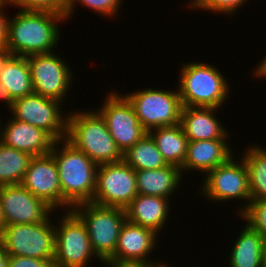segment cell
I'll return each mask as SVG.
<instances>
[{
    "mask_svg": "<svg viewBox=\"0 0 266 267\" xmlns=\"http://www.w3.org/2000/svg\"><path fill=\"white\" fill-rule=\"evenodd\" d=\"M64 15L49 11L19 10L9 19L6 46L15 56L54 52L60 37Z\"/></svg>",
    "mask_w": 266,
    "mask_h": 267,
    "instance_id": "6da1fadb",
    "label": "cell"
},
{
    "mask_svg": "<svg viewBox=\"0 0 266 267\" xmlns=\"http://www.w3.org/2000/svg\"><path fill=\"white\" fill-rule=\"evenodd\" d=\"M50 154L59 171L62 210H72L78 204L92 202L98 165L66 139L55 141Z\"/></svg>",
    "mask_w": 266,
    "mask_h": 267,
    "instance_id": "7a4b0ae2",
    "label": "cell"
},
{
    "mask_svg": "<svg viewBox=\"0 0 266 267\" xmlns=\"http://www.w3.org/2000/svg\"><path fill=\"white\" fill-rule=\"evenodd\" d=\"M68 113L66 140L97 165L123 160L105 120L97 110ZM70 113V114H69Z\"/></svg>",
    "mask_w": 266,
    "mask_h": 267,
    "instance_id": "3957f363",
    "label": "cell"
},
{
    "mask_svg": "<svg viewBox=\"0 0 266 267\" xmlns=\"http://www.w3.org/2000/svg\"><path fill=\"white\" fill-rule=\"evenodd\" d=\"M179 74V96L183 106L222 107L230 94L229 80L209 63H183Z\"/></svg>",
    "mask_w": 266,
    "mask_h": 267,
    "instance_id": "277c9868",
    "label": "cell"
},
{
    "mask_svg": "<svg viewBox=\"0 0 266 267\" xmlns=\"http://www.w3.org/2000/svg\"><path fill=\"white\" fill-rule=\"evenodd\" d=\"M72 210L85 224L95 254L103 262L109 260L115 254L119 233L126 221L125 209L88 202Z\"/></svg>",
    "mask_w": 266,
    "mask_h": 267,
    "instance_id": "5b68a950",
    "label": "cell"
},
{
    "mask_svg": "<svg viewBox=\"0 0 266 267\" xmlns=\"http://www.w3.org/2000/svg\"><path fill=\"white\" fill-rule=\"evenodd\" d=\"M67 212V213H66ZM64 212L55 229V257L53 267H88L90 259L96 257L87 228L81 218L73 211ZM59 224V225H58ZM92 257V258H91Z\"/></svg>",
    "mask_w": 266,
    "mask_h": 267,
    "instance_id": "8992f818",
    "label": "cell"
},
{
    "mask_svg": "<svg viewBox=\"0 0 266 267\" xmlns=\"http://www.w3.org/2000/svg\"><path fill=\"white\" fill-rule=\"evenodd\" d=\"M33 224L5 225L0 241L9 256L54 260L55 229L52 218Z\"/></svg>",
    "mask_w": 266,
    "mask_h": 267,
    "instance_id": "52a82bcc",
    "label": "cell"
},
{
    "mask_svg": "<svg viewBox=\"0 0 266 267\" xmlns=\"http://www.w3.org/2000/svg\"><path fill=\"white\" fill-rule=\"evenodd\" d=\"M175 89L177 91L145 88L125 93L124 96L133 106L139 122L149 132L155 128L180 124L183 105L178 88Z\"/></svg>",
    "mask_w": 266,
    "mask_h": 267,
    "instance_id": "ba28073f",
    "label": "cell"
},
{
    "mask_svg": "<svg viewBox=\"0 0 266 267\" xmlns=\"http://www.w3.org/2000/svg\"><path fill=\"white\" fill-rule=\"evenodd\" d=\"M236 156H231L224 164L215 167L204 177L199 189L203 198L212 202H224L233 199L245 200L244 207L238 208L240 215L251 202L249 189V173L241 157L238 162ZM209 198V199H208ZM246 203V204H245Z\"/></svg>",
    "mask_w": 266,
    "mask_h": 267,
    "instance_id": "9c48e42d",
    "label": "cell"
},
{
    "mask_svg": "<svg viewBox=\"0 0 266 267\" xmlns=\"http://www.w3.org/2000/svg\"><path fill=\"white\" fill-rule=\"evenodd\" d=\"M62 103L32 93L14 100L9 111L12 118L34 125L47 132L55 141H59L66 138L68 119L67 113L63 115Z\"/></svg>",
    "mask_w": 266,
    "mask_h": 267,
    "instance_id": "30bf717a",
    "label": "cell"
},
{
    "mask_svg": "<svg viewBox=\"0 0 266 267\" xmlns=\"http://www.w3.org/2000/svg\"><path fill=\"white\" fill-rule=\"evenodd\" d=\"M137 195L135 170L124 160L98 165L93 203L125 209Z\"/></svg>",
    "mask_w": 266,
    "mask_h": 267,
    "instance_id": "8fae6325",
    "label": "cell"
},
{
    "mask_svg": "<svg viewBox=\"0 0 266 267\" xmlns=\"http://www.w3.org/2000/svg\"><path fill=\"white\" fill-rule=\"evenodd\" d=\"M109 93H107L101 108L96 110L105 120L117 148L124 154L148 132L139 122L135 110L127 98L123 94L119 95L118 91L110 90Z\"/></svg>",
    "mask_w": 266,
    "mask_h": 267,
    "instance_id": "7c38bea8",
    "label": "cell"
},
{
    "mask_svg": "<svg viewBox=\"0 0 266 267\" xmlns=\"http://www.w3.org/2000/svg\"><path fill=\"white\" fill-rule=\"evenodd\" d=\"M30 68L34 93L60 102L72 88L73 72L70 65L55 53L34 54L26 57Z\"/></svg>",
    "mask_w": 266,
    "mask_h": 267,
    "instance_id": "4fadbf2b",
    "label": "cell"
},
{
    "mask_svg": "<svg viewBox=\"0 0 266 267\" xmlns=\"http://www.w3.org/2000/svg\"><path fill=\"white\" fill-rule=\"evenodd\" d=\"M0 200L6 225L45 222L54 212L21 184L0 186Z\"/></svg>",
    "mask_w": 266,
    "mask_h": 267,
    "instance_id": "5bb4252c",
    "label": "cell"
},
{
    "mask_svg": "<svg viewBox=\"0 0 266 267\" xmlns=\"http://www.w3.org/2000/svg\"><path fill=\"white\" fill-rule=\"evenodd\" d=\"M20 184L55 212L62 207L59 171L51 154L33 157Z\"/></svg>",
    "mask_w": 266,
    "mask_h": 267,
    "instance_id": "9a60e30c",
    "label": "cell"
},
{
    "mask_svg": "<svg viewBox=\"0 0 266 267\" xmlns=\"http://www.w3.org/2000/svg\"><path fill=\"white\" fill-rule=\"evenodd\" d=\"M157 237L155 231L126 219L119 233L115 254L109 261L156 262L149 256L153 249H156Z\"/></svg>",
    "mask_w": 266,
    "mask_h": 267,
    "instance_id": "2e32d148",
    "label": "cell"
},
{
    "mask_svg": "<svg viewBox=\"0 0 266 267\" xmlns=\"http://www.w3.org/2000/svg\"><path fill=\"white\" fill-rule=\"evenodd\" d=\"M6 124L4 128L0 126L2 143L33 157L50 154L55 140L47 132L14 118H9Z\"/></svg>",
    "mask_w": 266,
    "mask_h": 267,
    "instance_id": "e0dca14e",
    "label": "cell"
},
{
    "mask_svg": "<svg viewBox=\"0 0 266 267\" xmlns=\"http://www.w3.org/2000/svg\"><path fill=\"white\" fill-rule=\"evenodd\" d=\"M217 109L183 106L180 125L189 141L231 139L229 131L215 116Z\"/></svg>",
    "mask_w": 266,
    "mask_h": 267,
    "instance_id": "ac0fdd59",
    "label": "cell"
},
{
    "mask_svg": "<svg viewBox=\"0 0 266 267\" xmlns=\"http://www.w3.org/2000/svg\"><path fill=\"white\" fill-rule=\"evenodd\" d=\"M227 140H198L189 141L186 159L180 168L181 174L187 170H196L205 175L215 167L224 164L231 156L233 150Z\"/></svg>",
    "mask_w": 266,
    "mask_h": 267,
    "instance_id": "d6986e66",
    "label": "cell"
},
{
    "mask_svg": "<svg viewBox=\"0 0 266 267\" xmlns=\"http://www.w3.org/2000/svg\"><path fill=\"white\" fill-rule=\"evenodd\" d=\"M169 198L138 194L125 208L126 219L134 224L149 228L157 234L163 230L168 219Z\"/></svg>",
    "mask_w": 266,
    "mask_h": 267,
    "instance_id": "ffe728a7",
    "label": "cell"
},
{
    "mask_svg": "<svg viewBox=\"0 0 266 267\" xmlns=\"http://www.w3.org/2000/svg\"><path fill=\"white\" fill-rule=\"evenodd\" d=\"M135 174L138 194L169 199L183 180L180 168L171 164L153 170H138Z\"/></svg>",
    "mask_w": 266,
    "mask_h": 267,
    "instance_id": "44dd1931",
    "label": "cell"
},
{
    "mask_svg": "<svg viewBox=\"0 0 266 267\" xmlns=\"http://www.w3.org/2000/svg\"><path fill=\"white\" fill-rule=\"evenodd\" d=\"M236 236L234 246L228 256L229 267H261L262 258L266 251V239L247 223Z\"/></svg>",
    "mask_w": 266,
    "mask_h": 267,
    "instance_id": "7402d4cb",
    "label": "cell"
},
{
    "mask_svg": "<svg viewBox=\"0 0 266 267\" xmlns=\"http://www.w3.org/2000/svg\"><path fill=\"white\" fill-rule=\"evenodd\" d=\"M148 134L154 140L167 164L183 166L188 149V138L180 124L152 129Z\"/></svg>",
    "mask_w": 266,
    "mask_h": 267,
    "instance_id": "603a6c76",
    "label": "cell"
},
{
    "mask_svg": "<svg viewBox=\"0 0 266 267\" xmlns=\"http://www.w3.org/2000/svg\"><path fill=\"white\" fill-rule=\"evenodd\" d=\"M0 82L13 101L34 93L27 58L14 56L0 73Z\"/></svg>",
    "mask_w": 266,
    "mask_h": 267,
    "instance_id": "cb8c5ba5",
    "label": "cell"
},
{
    "mask_svg": "<svg viewBox=\"0 0 266 267\" xmlns=\"http://www.w3.org/2000/svg\"><path fill=\"white\" fill-rule=\"evenodd\" d=\"M260 146L253 144L241 155L249 173L251 201L266 199V148Z\"/></svg>",
    "mask_w": 266,
    "mask_h": 267,
    "instance_id": "d4e9b609",
    "label": "cell"
},
{
    "mask_svg": "<svg viewBox=\"0 0 266 267\" xmlns=\"http://www.w3.org/2000/svg\"><path fill=\"white\" fill-rule=\"evenodd\" d=\"M123 160L135 171L153 170L168 165L149 134L130 147L123 154Z\"/></svg>",
    "mask_w": 266,
    "mask_h": 267,
    "instance_id": "484cf974",
    "label": "cell"
},
{
    "mask_svg": "<svg viewBox=\"0 0 266 267\" xmlns=\"http://www.w3.org/2000/svg\"><path fill=\"white\" fill-rule=\"evenodd\" d=\"M32 158L0 141V186L20 184Z\"/></svg>",
    "mask_w": 266,
    "mask_h": 267,
    "instance_id": "4316f807",
    "label": "cell"
},
{
    "mask_svg": "<svg viewBox=\"0 0 266 267\" xmlns=\"http://www.w3.org/2000/svg\"><path fill=\"white\" fill-rule=\"evenodd\" d=\"M122 2L123 0H66L65 17L66 20H69L73 16L72 14L75 13L76 4H80L110 19L111 17H117L119 14L117 12L120 11Z\"/></svg>",
    "mask_w": 266,
    "mask_h": 267,
    "instance_id": "83f0119b",
    "label": "cell"
},
{
    "mask_svg": "<svg viewBox=\"0 0 266 267\" xmlns=\"http://www.w3.org/2000/svg\"><path fill=\"white\" fill-rule=\"evenodd\" d=\"M239 216L266 239V199L251 201Z\"/></svg>",
    "mask_w": 266,
    "mask_h": 267,
    "instance_id": "f1b7e54d",
    "label": "cell"
},
{
    "mask_svg": "<svg viewBox=\"0 0 266 267\" xmlns=\"http://www.w3.org/2000/svg\"><path fill=\"white\" fill-rule=\"evenodd\" d=\"M21 10L49 11L65 16L66 0H6Z\"/></svg>",
    "mask_w": 266,
    "mask_h": 267,
    "instance_id": "f546056e",
    "label": "cell"
},
{
    "mask_svg": "<svg viewBox=\"0 0 266 267\" xmlns=\"http://www.w3.org/2000/svg\"><path fill=\"white\" fill-rule=\"evenodd\" d=\"M248 0H210L209 4L203 9L206 11H213V13H221L224 15L234 16L236 10L244 6L243 3Z\"/></svg>",
    "mask_w": 266,
    "mask_h": 267,
    "instance_id": "4dcf8cb0",
    "label": "cell"
},
{
    "mask_svg": "<svg viewBox=\"0 0 266 267\" xmlns=\"http://www.w3.org/2000/svg\"><path fill=\"white\" fill-rule=\"evenodd\" d=\"M8 267H53V260L23 256H9Z\"/></svg>",
    "mask_w": 266,
    "mask_h": 267,
    "instance_id": "1f68e13d",
    "label": "cell"
},
{
    "mask_svg": "<svg viewBox=\"0 0 266 267\" xmlns=\"http://www.w3.org/2000/svg\"><path fill=\"white\" fill-rule=\"evenodd\" d=\"M10 5L6 0H0V48L6 46L9 16L3 11V7Z\"/></svg>",
    "mask_w": 266,
    "mask_h": 267,
    "instance_id": "d6a6232c",
    "label": "cell"
},
{
    "mask_svg": "<svg viewBox=\"0 0 266 267\" xmlns=\"http://www.w3.org/2000/svg\"><path fill=\"white\" fill-rule=\"evenodd\" d=\"M102 264L107 267H157L159 262H117L106 260Z\"/></svg>",
    "mask_w": 266,
    "mask_h": 267,
    "instance_id": "836d02e7",
    "label": "cell"
},
{
    "mask_svg": "<svg viewBox=\"0 0 266 267\" xmlns=\"http://www.w3.org/2000/svg\"><path fill=\"white\" fill-rule=\"evenodd\" d=\"M15 55L9 50L7 46L0 48V73L4 70L7 63L14 57Z\"/></svg>",
    "mask_w": 266,
    "mask_h": 267,
    "instance_id": "e575fe53",
    "label": "cell"
},
{
    "mask_svg": "<svg viewBox=\"0 0 266 267\" xmlns=\"http://www.w3.org/2000/svg\"><path fill=\"white\" fill-rule=\"evenodd\" d=\"M257 67V68H256ZM253 74L257 77H259V79H261V77L266 78V55L264 57L263 60L260 61V63H258V65H256Z\"/></svg>",
    "mask_w": 266,
    "mask_h": 267,
    "instance_id": "d590c367",
    "label": "cell"
},
{
    "mask_svg": "<svg viewBox=\"0 0 266 267\" xmlns=\"http://www.w3.org/2000/svg\"><path fill=\"white\" fill-rule=\"evenodd\" d=\"M0 99L8 106V109L11 108L13 100L11 99L8 91L5 89V87L0 82Z\"/></svg>",
    "mask_w": 266,
    "mask_h": 267,
    "instance_id": "8d00e7d4",
    "label": "cell"
},
{
    "mask_svg": "<svg viewBox=\"0 0 266 267\" xmlns=\"http://www.w3.org/2000/svg\"><path fill=\"white\" fill-rule=\"evenodd\" d=\"M210 0H191L188 7H191L190 9H197V11L199 9H201V11H203V9L209 4Z\"/></svg>",
    "mask_w": 266,
    "mask_h": 267,
    "instance_id": "74e56055",
    "label": "cell"
},
{
    "mask_svg": "<svg viewBox=\"0 0 266 267\" xmlns=\"http://www.w3.org/2000/svg\"><path fill=\"white\" fill-rule=\"evenodd\" d=\"M9 255L0 241V267H8Z\"/></svg>",
    "mask_w": 266,
    "mask_h": 267,
    "instance_id": "f35d334b",
    "label": "cell"
},
{
    "mask_svg": "<svg viewBox=\"0 0 266 267\" xmlns=\"http://www.w3.org/2000/svg\"><path fill=\"white\" fill-rule=\"evenodd\" d=\"M5 225H6L5 224V218H4L2 204H1V200H0V232L4 229Z\"/></svg>",
    "mask_w": 266,
    "mask_h": 267,
    "instance_id": "ab89813d",
    "label": "cell"
},
{
    "mask_svg": "<svg viewBox=\"0 0 266 267\" xmlns=\"http://www.w3.org/2000/svg\"><path fill=\"white\" fill-rule=\"evenodd\" d=\"M261 267H266V251H265L264 256L262 258Z\"/></svg>",
    "mask_w": 266,
    "mask_h": 267,
    "instance_id": "60d3db41",
    "label": "cell"
},
{
    "mask_svg": "<svg viewBox=\"0 0 266 267\" xmlns=\"http://www.w3.org/2000/svg\"><path fill=\"white\" fill-rule=\"evenodd\" d=\"M157 267H171V266H168V264L165 261V264L164 262L163 263L161 262Z\"/></svg>",
    "mask_w": 266,
    "mask_h": 267,
    "instance_id": "b9f144b4",
    "label": "cell"
}]
</instances>
